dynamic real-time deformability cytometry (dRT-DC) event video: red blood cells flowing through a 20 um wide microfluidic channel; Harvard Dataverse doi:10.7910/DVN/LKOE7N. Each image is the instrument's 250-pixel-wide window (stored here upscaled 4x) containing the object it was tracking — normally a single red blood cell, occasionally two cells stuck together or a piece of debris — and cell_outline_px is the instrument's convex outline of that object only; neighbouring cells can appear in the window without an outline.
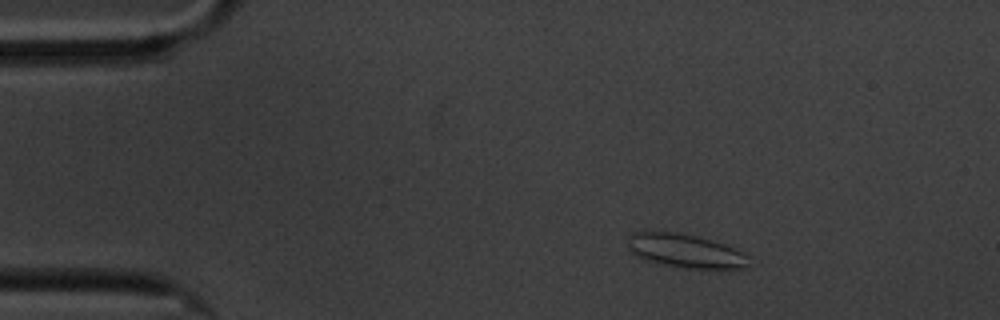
{"species": "common noctule bat (a hibernating species)", "species_latin": "Nyctalus noctula", "temperature_condition": "cold", "stored_images_in_passage": 51, "camera_frame_rate_fps": 3000, "um_per_image_px": 0.085, "animal": {"sex": "male", "body_mass_g": 20.1, "forearm_length_mm": 53.5}, "frame": {"image": 1, "passage_image": 1, "time_ms": 0.0, "image_size_px": [1000, 320], "cell_outline_px": [[748, 268], [684, 268], [644, 260], [636, 256], [628, 248], [628, 236], [632, 232], [676, 232], [696, 236], [724, 244], [744, 252], [748, 256]], "centroid_in_image_um": [58.24, 21.32], "position_along_channel_um": 26.8, "area_um2": 23.64}}
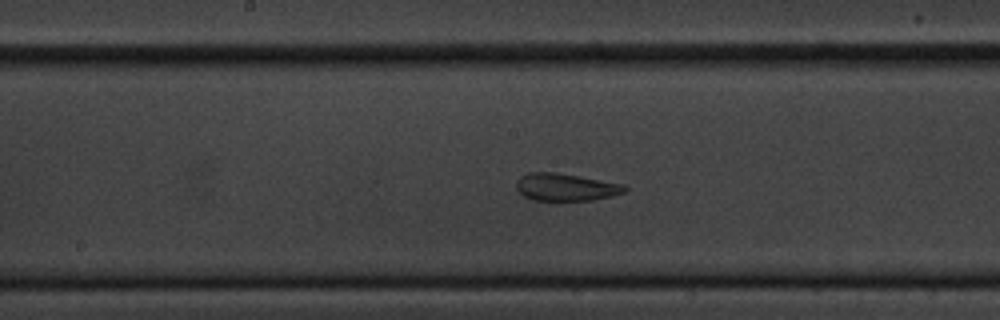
{"frame": {"image": 2, "passage_image": 22, "time_ms": 7.0, "image_size_px": [1000, 320], "cell_outline_px": [[628, 188], [624, 192], [612, 196], [592, 200], [532, 200], [524, 196], [516, 188], [516, 180], [520, 176], [528, 172], [556, 172], [580, 176], [624, 184]], "centroid_in_image_um": [48.07, 15.89], "position_along_channel_um": 200.1, "area_um2": 17.4}}
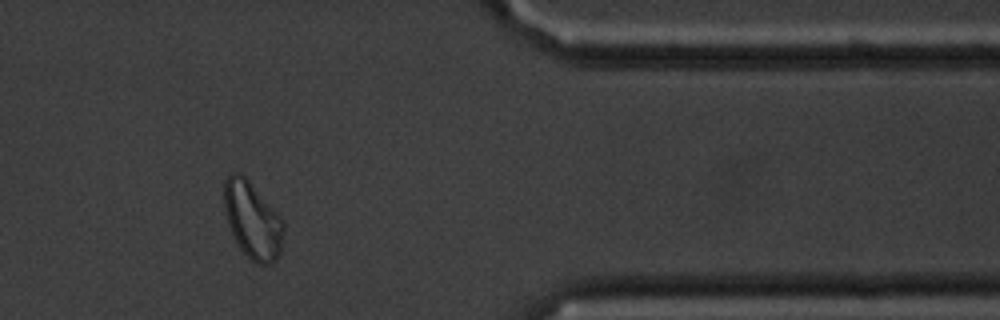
{"frame": {"image": 3, "passage_image": 41, "time_ms": 13.333, "image_size_px": [1000, 320], "cell_outline_px": [[284, 232], [280, 252], [276, 260], [272, 264], [256, 264], [240, 248], [228, 224], [224, 208], [224, 180], [232, 172], [240, 172], [248, 180], [280, 216], [284, 224]], "centroid_in_image_um": [21.46, 18.72], "position_along_channel_um": 389.9, "area_um2": 26.36}, "authors_computed_cell_mechanics": {"area_um2": 19.4786, "velocity_mm_per_s": 3.3339, "shape_relaxation_time_tau1_ms": null, "shape_relaxation_time_tau2_ms": 1.2426, "deformation_change_tau1": null, "deformation_change_tau2": 0.0708}}